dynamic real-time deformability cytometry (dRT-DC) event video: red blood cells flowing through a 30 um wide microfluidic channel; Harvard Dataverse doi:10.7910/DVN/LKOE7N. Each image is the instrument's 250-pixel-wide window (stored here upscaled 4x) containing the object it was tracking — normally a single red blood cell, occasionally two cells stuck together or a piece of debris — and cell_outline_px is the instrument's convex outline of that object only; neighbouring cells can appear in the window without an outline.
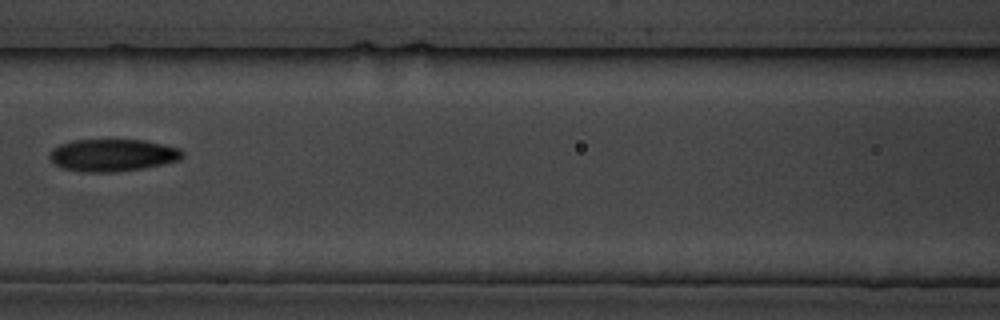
{"species": "common noctule bat (a hibernating species)", "species_latin": "Nyctalus noctula", "temperature_condition": "cold", "stored_images_in_passage": 8, "camera_frame_rate_fps": 3000, "um_per_image_px": 0.085, "animal": {"sex": "male", "body_mass_g": 19.5, "forearm_length_mm": 54.6}, "frame": {"image": 1, "passage_image": 8, "time_ms": 8.0, "image_size_px": [1000, 320], "cell_outline_px": [[184, 156], [180, 160], [164, 164], [116, 172], [80, 172], [64, 168], [56, 164], [48, 156], [52, 148], [60, 144], [72, 140], [144, 140], [180, 148], [184, 152]], "centroid_in_image_um": [9.58, 13.19], "position_along_channel_um": 157.0, "area_um2": 25.03}}